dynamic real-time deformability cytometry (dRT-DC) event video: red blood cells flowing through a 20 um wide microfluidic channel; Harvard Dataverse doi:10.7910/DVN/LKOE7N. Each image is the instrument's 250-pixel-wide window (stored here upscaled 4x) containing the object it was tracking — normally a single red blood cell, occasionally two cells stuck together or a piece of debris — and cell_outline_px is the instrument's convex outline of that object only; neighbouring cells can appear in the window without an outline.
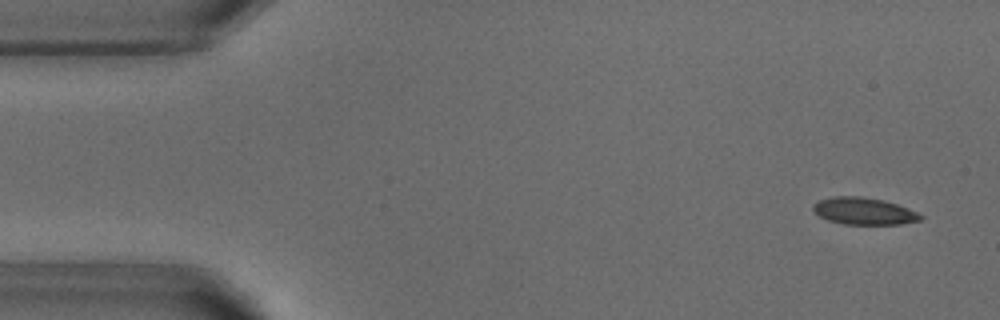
{"species": "common noctule bat (a hibernating species)", "species_latin": "Nyctalus noctula", "temperature_condition": "warm", "stored_images_in_passage": 52, "camera_frame_rate_fps": 3000, "um_per_image_px": 0.085, "animal": {"sex": "male", "body_mass_g": 18.8}, "frame": {"image": 1, "passage_image": 3, "time_ms": 0.667, "image_size_px": [1000, 320], "cell_outline_px": [[924, 216], [920, 220], [900, 224], [844, 224], [828, 220], [820, 216], [812, 208], [812, 204], [820, 200], [832, 196], [860, 196], [884, 200], [908, 208]], "centroid_in_image_um": [73.42, 17.94], "position_along_channel_um": 11.6, "area_um2": 16.82}}
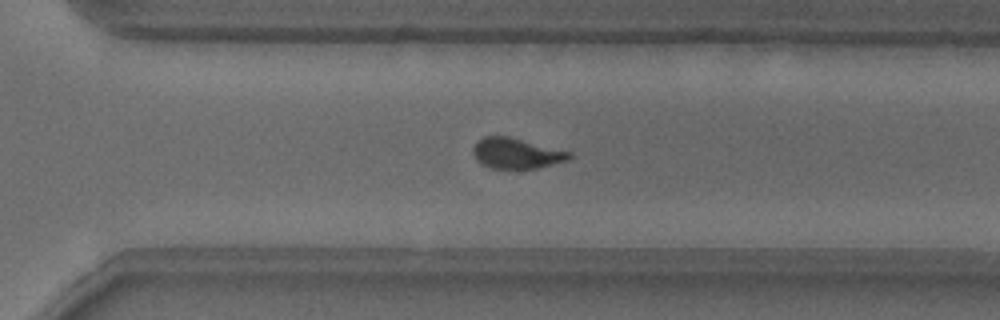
{"frame": {"image": 2, "passage_image": 36, "time_ms": 11.667, "image_size_px": [1000, 320], "cell_outline_px": [[572, 156], [568, 160], [540, 168], [492, 168], [480, 164], [476, 160], [472, 152], [472, 148], [484, 136], [508, 136], [572, 152]], "centroid_in_image_um": [43.9, 13.04], "position_along_channel_um": 326.7, "area_um2": 17.11}}
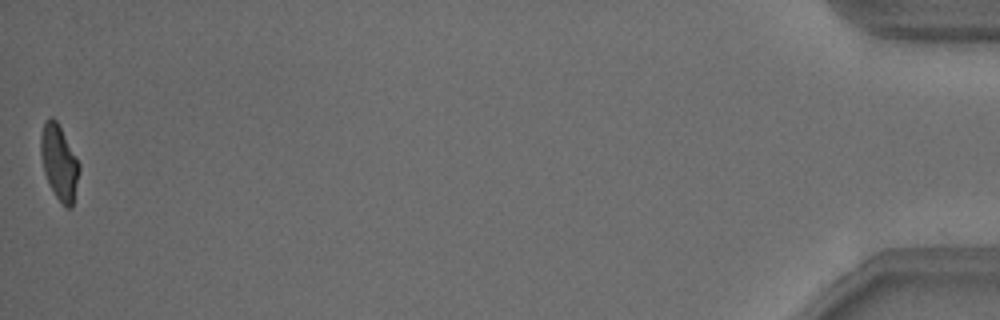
{"frame": {"image": 3, "passage_image": 52, "time_ms": 17.0, "image_size_px": [1000, 320], "cell_outline_px": [[80, 172], [72, 208], [64, 208], [48, 184], [44, 172], [40, 156], [40, 136], [44, 120], [48, 116], [52, 116], [56, 120], [80, 164]], "centroid_in_image_um": [5.01, 13.81], "position_along_channel_um": 430.2, "area_um2": 17.05}, "authors_computed_cell_mechanics": {"area_um2": 17.629, "velocity_mm_per_s": 3.8297, "shape_relaxation_time_tau1_ms": 4.3499, "shape_relaxation_time_tau2_ms": 1.0585, "deformation_change_tau1": 0.156, "deformation_change_tau2": 0.0857}}